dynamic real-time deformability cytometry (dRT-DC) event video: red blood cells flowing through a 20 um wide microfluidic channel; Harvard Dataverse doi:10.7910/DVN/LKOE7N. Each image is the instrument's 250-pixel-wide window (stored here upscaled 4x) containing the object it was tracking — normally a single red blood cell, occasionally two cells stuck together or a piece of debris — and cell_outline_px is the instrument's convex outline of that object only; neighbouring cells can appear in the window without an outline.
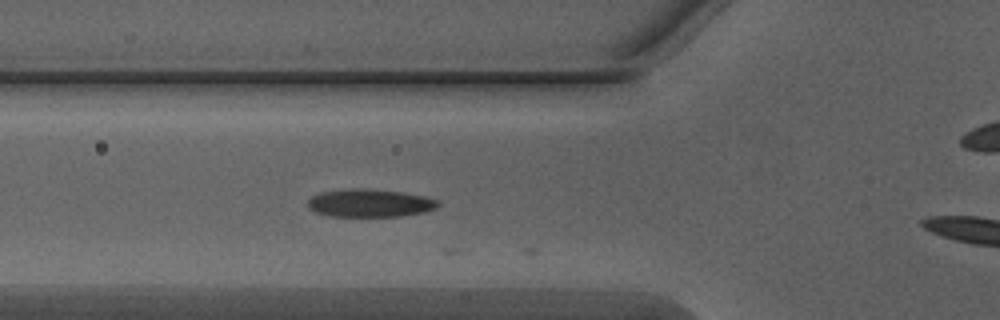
{"species": "Egyptian fruit bat (a non-hibernating species)", "species_latin": "Rousettus aegyptiacus", "temperature_condition": "warm", "stored_images_in_passage": 10, "camera_frame_rate_fps": 3000, "um_per_image_px": 0.085, "animal": {"sex": "male"}, "frame": {"image": 1, "passage_image": 6, "time_ms": 1.667, "image_size_px": [1000, 320], "cell_outline_px": [[440, 204], [436, 208], [424, 212], [400, 216], [328, 216], [316, 212], [308, 208], [308, 200], [312, 196], [320, 192], [348, 188], [368, 188], [404, 192], [424, 196], [440, 200]], "centroid_in_image_um": [31.44, 17.25], "position_along_channel_um": 94.4, "area_um2": 21.44}}
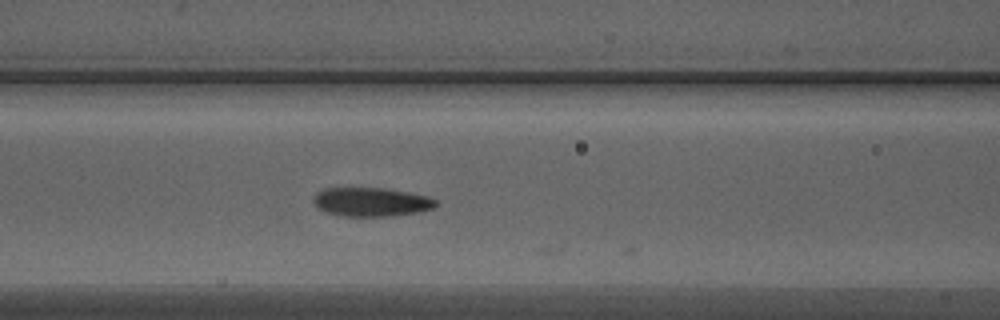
{"frame": {"image": 2, "passage_image": 9, "time_ms": 2.667, "image_size_px": [1000, 320], "cell_outline_px": [[440, 204], [432, 208], [416, 212], [392, 216], [340, 216], [324, 212], [312, 200], [316, 192], [324, 188], [384, 188], [408, 192], [428, 196], [436, 200]], "centroid_in_image_um": [31.55, 17.16], "position_along_channel_um": 135.1, "area_um2": 20.63}}